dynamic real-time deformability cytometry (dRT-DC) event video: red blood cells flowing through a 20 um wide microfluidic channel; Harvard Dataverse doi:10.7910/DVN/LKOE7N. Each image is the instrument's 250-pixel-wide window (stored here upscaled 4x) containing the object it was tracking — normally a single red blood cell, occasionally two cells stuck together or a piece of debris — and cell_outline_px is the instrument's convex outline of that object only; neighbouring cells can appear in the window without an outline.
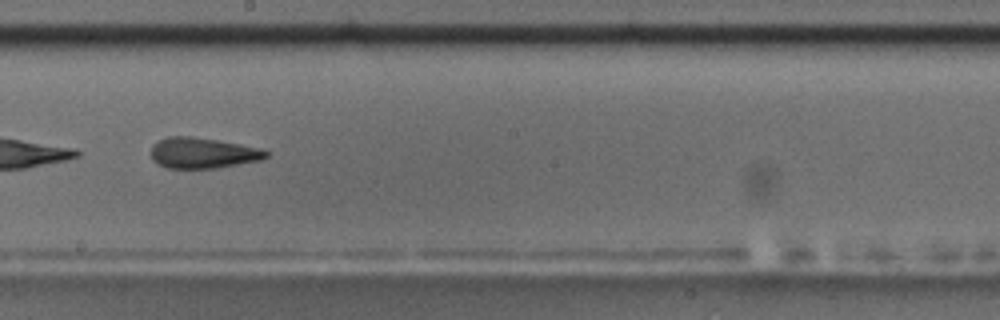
{"species": "common noctule bat (a hibernating species)", "species_latin": "Nyctalus noctula", "temperature_condition": "room temperature", "stored_images_in_passage": 15, "camera_frame_rate_fps": 3000, "um_per_image_px": 0.085, "animal": {"sex": "male", "body_mass_g": 17.5, "forearm_length_mm": 52.3}, "frame": {"image": 1, "passage_image": 9, "time_ms": 10.0, "image_size_px": [1000, 320], "cell_outline_px": [[268, 156], [260, 160], [216, 168], [168, 168], [152, 160], [152, 144], [156, 140], [168, 136], [192, 136], [240, 144], [260, 148], [268, 152]], "centroid_in_image_um": [17.21, 12.99], "position_along_channel_um": 231.0, "area_um2": 20.52}, "authors_computed_cell_mechanics": {"area_um2": 20.8658, "velocity_mm_per_s": 3.5418, "shape_relaxation_time_tau1_ms": 3.4621, "shape_relaxation_time_tau2_ms": 2.1293, "deformation_change_tau1": 0.1419, "deformation_change_tau2": 0.1099}}